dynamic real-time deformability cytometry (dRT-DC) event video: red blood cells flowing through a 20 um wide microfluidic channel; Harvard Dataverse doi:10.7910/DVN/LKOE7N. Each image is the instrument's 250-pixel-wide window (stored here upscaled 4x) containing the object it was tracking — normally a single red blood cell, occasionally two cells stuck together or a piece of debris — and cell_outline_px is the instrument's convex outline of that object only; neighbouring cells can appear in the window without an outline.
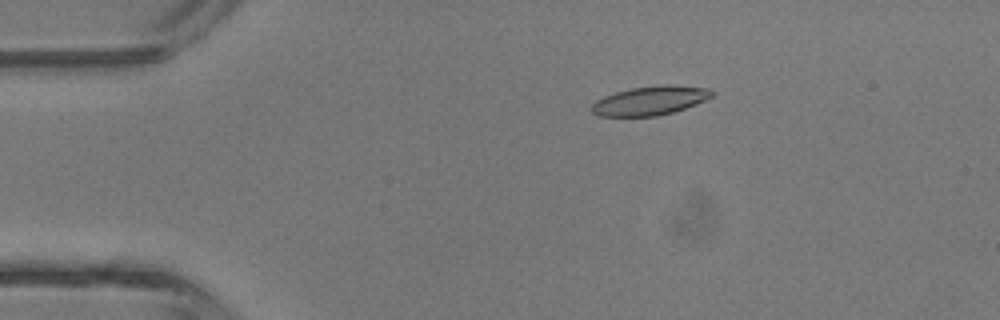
{"species": "common noctule bat (a hibernating species)", "species_latin": "Nyctalus noctula", "temperature_condition": "room temperature", "stored_images_in_passage": 44, "camera_frame_rate_fps": 3000, "um_per_image_px": 0.085, "animal": {"sex": "male", "body_mass_g": 13.3}, "frame": {"image": 1, "passage_image": 8, "time_ms": 2.333, "image_size_px": [1000, 320], "cell_outline_px": [[712, 96], [696, 104], [672, 112], [656, 116], [596, 116], [592, 112], [592, 104], [596, 100], [604, 96], [616, 92], [632, 88], [660, 84], [672, 84], [708, 88], [712, 92]], "centroid_in_image_um": [55.24, 8.54], "position_along_channel_um": 29.8, "area_um2": 20.23}}
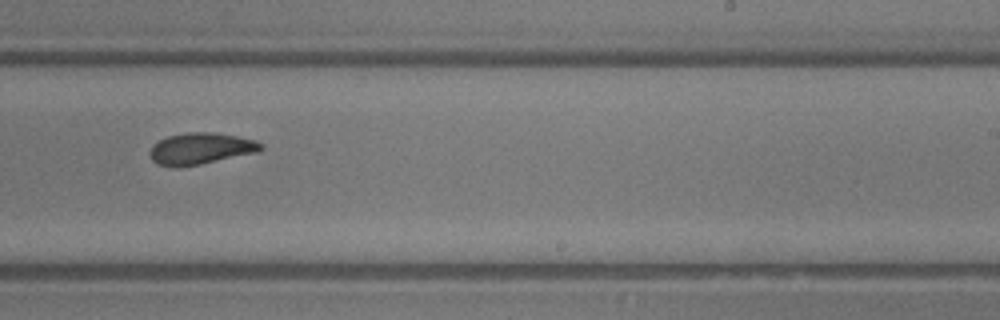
{"frame": {"image": 2, "passage_image": 27, "time_ms": 8.667, "image_size_px": [1000, 320], "cell_outline_px": [[264, 148], [260, 152], [180, 168], [176, 168], [156, 164], [152, 160], [148, 152], [152, 144], [168, 136], [188, 132], [212, 132], [236, 136], [256, 140], [264, 144]], "centroid_in_image_um": [17.06, 12.64], "position_along_channel_um": 271.9, "area_um2": 20.75}}
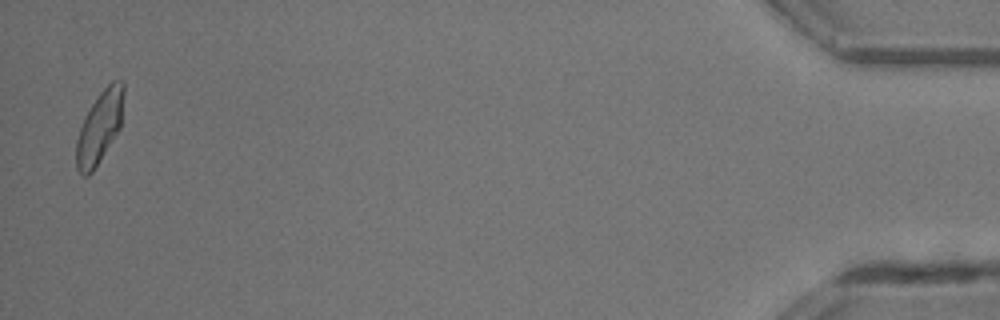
{"frame": {"image": 3, "passage_image": 43, "time_ms": 14.0, "image_size_px": [1000, 320], "cell_outline_px": [[124, 92], [120, 128], [92, 172], [88, 176], [84, 176], [76, 168], [76, 140], [84, 116], [100, 92], [112, 80], [124, 80]], "centroid_in_image_um": [8.46, 10.78], "position_along_channel_um": 426.7, "area_um2": 19.77}, "authors_computed_cell_mechanics": {"area_um2": 20.3745, "velocity_mm_per_s": 4.6813, "shape_relaxation_time_tau1_ms": 4.8639, "shape_relaxation_time_tau2_ms": 2.513, "deformation_change_tau1": 0.158, "deformation_change_tau2": 0.082}}